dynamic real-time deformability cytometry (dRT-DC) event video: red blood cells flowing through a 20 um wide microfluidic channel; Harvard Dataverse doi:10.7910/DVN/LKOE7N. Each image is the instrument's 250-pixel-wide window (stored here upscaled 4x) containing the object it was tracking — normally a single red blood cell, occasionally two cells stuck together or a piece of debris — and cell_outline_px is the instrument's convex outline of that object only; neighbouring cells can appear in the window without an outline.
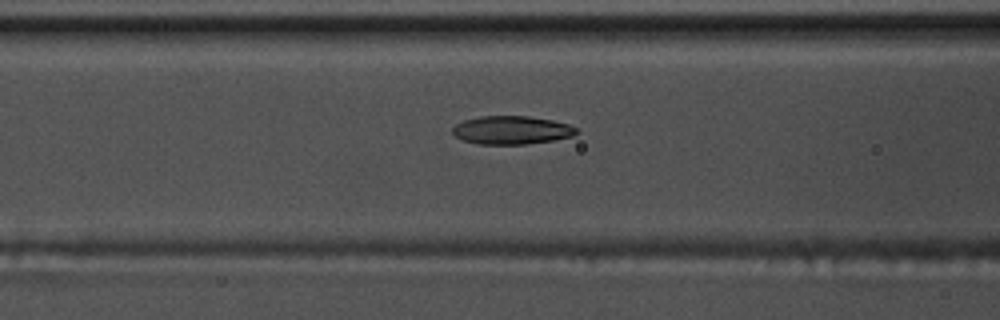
{"species": "common noctule bat (a hibernating species)", "species_latin": "Nyctalus noctula", "temperature_condition": "warm", "stored_images_in_passage": 46, "camera_frame_rate_fps": 3000, "um_per_image_px": 0.085, "animal": {"sex": "male", "body_mass_g": 17.5, "forearm_length_mm": 52.3}, "frame": {"image": 1, "passage_image": 13, "time_ms": 4.0, "image_size_px": [1000, 320], "cell_outline_px": [[580, 132], [572, 136], [552, 140], [524, 144], [476, 144], [464, 140], [456, 136], [452, 132], [452, 128], [456, 124], [464, 120], [480, 116], [528, 116], [552, 120], [568, 124], [576, 128]], "centroid_in_image_um": [43.48, 11.05], "position_along_channel_um": 123.1, "area_um2": 20.35}}
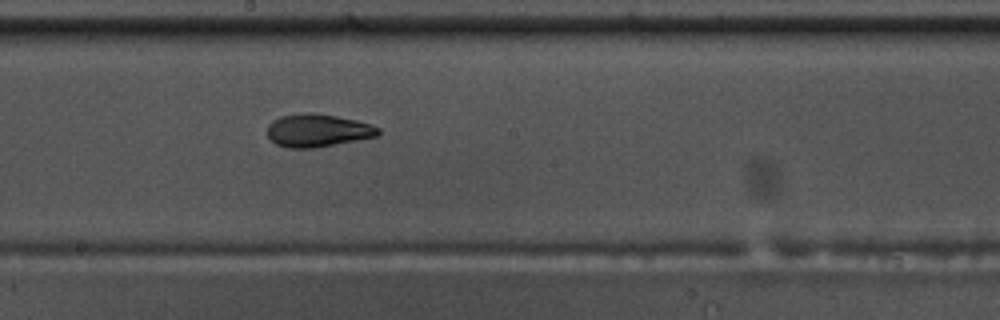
{"frame": {"image": 2, "passage_image": 21, "time_ms": 6.667, "image_size_px": [1000, 320], "cell_outline_px": [[380, 132], [376, 136], [356, 140], [312, 148], [288, 148], [276, 144], [268, 136], [268, 124], [272, 120], [280, 116], [312, 112], [336, 116], [356, 120], [380, 128]], "centroid_in_image_um": [26.97, 11.08], "position_along_channel_um": 221.2, "area_um2": 20.98}}
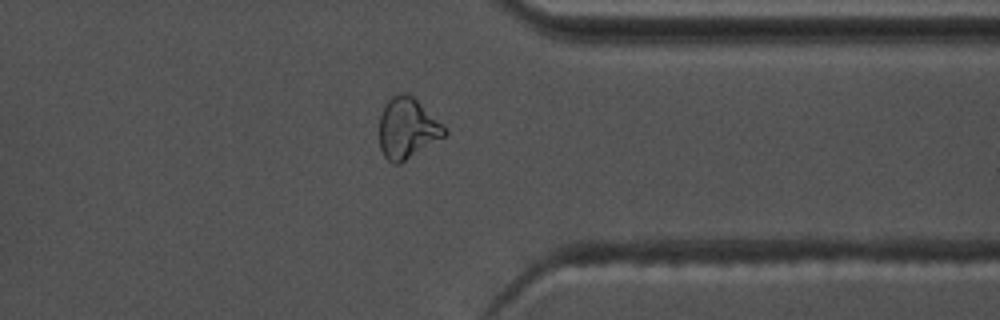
{"frame": {"image": 3, "passage_image": 34, "time_ms": 11.0, "image_size_px": [1000, 320], "cell_outline_px": [[448, 132], [444, 136], [400, 164], [392, 164], [384, 156], [380, 148], [380, 116], [384, 104], [392, 96], [404, 92], [412, 96]], "centroid_in_image_um": [34.56, 10.93], "position_along_channel_um": 376.8, "area_um2": 22.48}, "authors_computed_cell_mechanics": {"area_um2": 20.8947, "velocity_mm_per_s": 3.6928, "shape_relaxation_time_tau1_ms": 8.4585, "shape_relaxation_time_tau2_ms": 2.3555, "deformation_change_tau1": 0.2175, "deformation_change_tau2": 0.0881}}